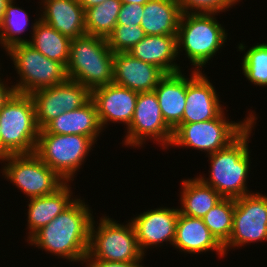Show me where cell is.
<instances>
[{
	"label": "cell",
	"mask_w": 267,
	"mask_h": 267,
	"mask_svg": "<svg viewBox=\"0 0 267 267\" xmlns=\"http://www.w3.org/2000/svg\"><path fill=\"white\" fill-rule=\"evenodd\" d=\"M84 200L77 198L27 242L69 262L83 261L88 253L90 228L94 217Z\"/></svg>",
	"instance_id": "cell-1"
},
{
	"label": "cell",
	"mask_w": 267,
	"mask_h": 267,
	"mask_svg": "<svg viewBox=\"0 0 267 267\" xmlns=\"http://www.w3.org/2000/svg\"><path fill=\"white\" fill-rule=\"evenodd\" d=\"M255 119L233 142L226 148L208 155L211 168L209 177L198 176L205 184L211 186L223 198H239L250 194L246 179L249 177L251 160L248 139L256 124ZM205 177V178H204Z\"/></svg>",
	"instance_id": "cell-2"
},
{
	"label": "cell",
	"mask_w": 267,
	"mask_h": 267,
	"mask_svg": "<svg viewBox=\"0 0 267 267\" xmlns=\"http://www.w3.org/2000/svg\"><path fill=\"white\" fill-rule=\"evenodd\" d=\"M113 56L105 38L86 34L72 39L66 66L68 79L90 91L113 83Z\"/></svg>",
	"instance_id": "cell-3"
},
{
	"label": "cell",
	"mask_w": 267,
	"mask_h": 267,
	"mask_svg": "<svg viewBox=\"0 0 267 267\" xmlns=\"http://www.w3.org/2000/svg\"><path fill=\"white\" fill-rule=\"evenodd\" d=\"M217 14H182L177 31V52L182 49L193 69L202 71L227 41V32L215 18ZM181 49V50H180Z\"/></svg>",
	"instance_id": "cell-4"
},
{
	"label": "cell",
	"mask_w": 267,
	"mask_h": 267,
	"mask_svg": "<svg viewBox=\"0 0 267 267\" xmlns=\"http://www.w3.org/2000/svg\"><path fill=\"white\" fill-rule=\"evenodd\" d=\"M1 160L11 154L34 153L40 128L30 94L14 93L0 109Z\"/></svg>",
	"instance_id": "cell-5"
},
{
	"label": "cell",
	"mask_w": 267,
	"mask_h": 267,
	"mask_svg": "<svg viewBox=\"0 0 267 267\" xmlns=\"http://www.w3.org/2000/svg\"><path fill=\"white\" fill-rule=\"evenodd\" d=\"M224 113L223 111L217 118L208 121L180 124L173 131L170 146L191 147L209 155L226 148L257 119L255 113L251 111L249 116L237 123L226 119Z\"/></svg>",
	"instance_id": "cell-6"
},
{
	"label": "cell",
	"mask_w": 267,
	"mask_h": 267,
	"mask_svg": "<svg viewBox=\"0 0 267 267\" xmlns=\"http://www.w3.org/2000/svg\"><path fill=\"white\" fill-rule=\"evenodd\" d=\"M13 61L18 83L12 85L15 93L31 94L42 88L52 87L68 80L66 66L51 60L28 43H19L6 50Z\"/></svg>",
	"instance_id": "cell-7"
},
{
	"label": "cell",
	"mask_w": 267,
	"mask_h": 267,
	"mask_svg": "<svg viewBox=\"0 0 267 267\" xmlns=\"http://www.w3.org/2000/svg\"><path fill=\"white\" fill-rule=\"evenodd\" d=\"M95 143L88 136L52 134L41 129L34 153L65 182H71Z\"/></svg>",
	"instance_id": "cell-8"
},
{
	"label": "cell",
	"mask_w": 267,
	"mask_h": 267,
	"mask_svg": "<svg viewBox=\"0 0 267 267\" xmlns=\"http://www.w3.org/2000/svg\"><path fill=\"white\" fill-rule=\"evenodd\" d=\"M99 221L98 225L92 221L89 248L85 258L128 262L141 260L145 256L139 248L131 221L123 225L105 215Z\"/></svg>",
	"instance_id": "cell-9"
},
{
	"label": "cell",
	"mask_w": 267,
	"mask_h": 267,
	"mask_svg": "<svg viewBox=\"0 0 267 267\" xmlns=\"http://www.w3.org/2000/svg\"><path fill=\"white\" fill-rule=\"evenodd\" d=\"M2 175L29 199L54 193L65 181L35 153L11 154L1 160Z\"/></svg>",
	"instance_id": "cell-10"
},
{
	"label": "cell",
	"mask_w": 267,
	"mask_h": 267,
	"mask_svg": "<svg viewBox=\"0 0 267 267\" xmlns=\"http://www.w3.org/2000/svg\"><path fill=\"white\" fill-rule=\"evenodd\" d=\"M267 240V196L252 192L235 199L233 229L228 242L223 246L225 255L228 249Z\"/></svg>",
	"instance_id": "cell-11"
},
{
	"label": "cell",
	"mask_w": 267,
	"mask_h": 267,
	"mask_svg": "<svg viewBox=\"0 0 267 267\" xmlns=\"http://www.w3.org/2000/svg\"><path fill=\"white\" fill-rule=\"evenodd\" d=\"M173 138V130L164 121L157 96L154 91L138 93L132 121L127 128L123 145L142 147L147 139L157 141L168 149Z\"/></svg>",
	"instance_id": "cell-12"
},
{
	"label": "cell",
	"mask_w": 267,
	"mask_h": 267,
	"mask_svg": "<svg viewBox=\"0 0 267 267\" xmlns=\"http://www.w3.org/2000/svg\"><path fill=\"white\" fill-rule=\"evenodd\" d=\"M30 95L40 130L62 113L76 110L91 99V91L87 87L70 79L52 87L38 89Z\"/></svg>",
	"instance_id": "cell-13"
},
{
	"label": "cell",
	"mask_w": 267,
	"mask_h": 267,
	"mask_svg": "<svg viewBox=\"0 0 267 267\" xmlns=\"http://www.w3.org/2000/svg\"><path fill=\"white\" fill-rule=\"evenodd\" d=\"M178 215V208L159 207L147 210L130 220L144 255L148 247H158L163 242H169L173 246Z\"/></svg>",
	"instance_id": "cell-14"
},
{
	"label": "cell",
	"mask_w": 267,
	"mask_h": 267,
	"mask_svg": "<svg viewBox=\"0 0 267 267\" xmlns=\"http://www.w3.org/2000/svg\"><path fill=\"white\" fill-rule=\"evenodd\" d=\"M187 77L186 104L182 124L217 118L223 111L216 88L202 71H191Z\"/></svg>",
	"instance_id": "cell-15"
},
{
	"label": "cell",
	"mask_w": 267,
	"mask_h": 267,
	"mask_svg": "<svg viewBox=\"0 0 267 267\" xmlns=\"http://www.w3.org/2000/svg\"><path fill=\"white\" fill-rule=\"evenodd\" d=\"M138 93L111 83L91 91L102 129L110 123H125L129 127L135 111Z\"/></svg>",
	"instance_id": "cell-16"
},
{
	"label": "cell",
	"mask_w": 267,
	"mask_h": 267,
	"mask_svg": "<svg viewBox=\"0 0 267 267\" xmlns=\"http://www.w3.org/2000/svg\"><path fill=\"white\" fill-rule=\"evenodd\" d=\"M165 73L127 52L114 53L113 83L137 93L153 91Z\"/></svg>",
	"instance_id": "cell-17"
},
{
	"label": "cell",
	"mask_w": 267,
	"mask_h": 267,
	"mask_svg": "<svg viewBox=\"0 0 267 267\" xmlns=\"http://www.w3.org/2000/svg\"><path fill=\"white\" fill-rule=\"evenodd\" d=\"M39 19L70 39L86 35L85 10L78 0H41Z\"/></svg>",
	"instance_id": "cell-18"
},
{
	"label": "cell",
	"mask_w": 267,
	"mask_h": 267,
	"mask_svg": "<svg viewBox=\"0 0 267 267\" xmlns=\"http://www.w3.org/2000/svg\"><path fill=\"white\" fill-rule=\"evenodd\" d=\"M173 247L181 252L196 254L216 251L222 258L225 256L223 246L211 234L203 219L178 215Z\"/></svg>",
	"instance_id": "cell-19"
},
{
	"label": "cell",
	"mask_w": 267,
	"mask_h": 267,
	"mask_svg": "<svg viewBox=\"0 0 267 267\" xmlns=\"http://www.w3.org/2000/svg\"><path fill=\"white\" fill-rule=\"evenodd\" d=\"M186 77L182 71L165 74L153 90L157 96L162 117L173 131L182 124L186 104Z\"/></svg>",
	"instance_id": "cell-20"
},
{
	"label": "cell",
	"mask_w": 267,
	"mask_h": 267,
	"mask_svg": "<svg viewBox=\"0 0 267 267\" xmlns=\"http://www.w3.org/2000/svg\"><path fill=\"white\" fill-rule=\"evenodd\" d=\"M127 53L157 66L165 74L181 71L175 63L180 57L177 52V35H146Z\"/></svg>",
	"instance_id": "cell-21"
},
{
	"label": "cell",
	"mask_w": 267,
	"mask_h": 267,
	"mask_svg": "<svg viewBox=\"0 0 267 267\" xmlns=\"http://www.w3.org/2000/svg\"><path fill=\"white\" fill-rule=\"evenodd\" d=\"M70 189L69 182H65L52 194L29 199L27 241L76 200V197H72L73 192Z\"/></svg>",
	"instance_id": "cell-22"
},
{
	"label": "cell",
	"mask_w": 267,
	"mask_h": 267,
	"mask_svg": "<svg viewBox=\"0 0 267 267\" xmlns=\"http://www.w3.org/2000/svg\"><path fill=\"white\" fill-rule=\"evenodd\" d=\"M43 129L52 134L88 136L95 142L104 130L99 122L97 108L92 99L76 110L62 113Z\"/></svg>",
	"instance_id": "cell-23"
},
{
	"label": "cell",
	"mask_w": 267,
	"mask_h": 267,
	"mask_svg": "<svg viewBox=\"0 0 267 267\" xmlns=\"http://www.w3.org/2000/svg\"><path fill=\"white\" fill-rule=\"evenodd\" d=\"M181 15L177 0H149L140 26L146 35H177Z\"/></svg>",
	"instance_id": "cell-24"
},
{
	"label": "cell",
	"mask_w": 267,
	"mask_h": 267,
	"mask_svg": "<svg viewBox=\"0 0 267 267\" xmlns=\"http://www.w3.org/2000/svg\"><path fill=\"white\" fill-rule=\"evenodd\" d=\"M179 213L203 218L223 197L199 177L182 180Z\"/></svg>",
	"instance_id": "cell-25"
},
{
	"label": "cell",
	"mask_w": 267,
	"mask_h": 267,
	"mask_svg": "<svg viewBox=\"0 0 267 267\" xmlns=\"http://www.w3.org/2000/svg\"><path fill=\"white\" fill-rule=\"evenodd\" d=\"M31 25L32 38L28 39L27 43L47 58L67 66L72 39L56 31L40 19H35Z\"/></svg>",
	"instance_id": "cell-26"
},
{
	"label": "cell",
	"mask_w": 267,
	"mask_h": 267,
	"mask_svg": "<svg viewBox=\"0 0 267 267\" xmlns=\"http://www.w3.org/2000/svg\"><path fill=\"white\" fill-rule=\"evenodd\" d=\"M122 5L120 0H105L85 9L86 34L107 39L114 31Z\"/></svg>",
	"instance_id": "cell-27"
},
{
	"label": "cell",
	"mask_w": 267,
	"mask_h": 267,
	"mask_svg": "<svg viewBox=\"0 0 267 267\" xmlns=\"http://www.w3.org/2000/svg\"><path fill=\"white\" fill-rule=\"evenodd\" d=\"M15 1L10 0L6 4L4 15L0 22V44L5 51L15 44L27 43L26 38L24 39L19 36H21L22 32L26 31L25 29L30 21L29 15L26 10L17 5L15 6Z\"/></svg>",
	"instance_id": "cell-28"
},
{
	"label": "cell",
	"mask_w": 267,
	"mask_h": 267,
	"mask_svg": "<svg viewBox=\"0 0 267 267\" xmlns=\"http://www.w3.org/2000/svg\"><path fill=\"white\" fill-rule=\"evenodd\" d=\"M235 199L223 198L202 218L211 234L224 246L232 233Z\"/></svg>",
	"instance_id": "cell-29"
},
{
	"label": "cell",
	"mask_w": 267,
	"mask_h": 267,
	"mask_svg": "<svg viewBox=\"0 0 267 267\" xmlns=\"http://www.w3.org/2000/svg\"><path fill=\"white\" fill-rule=\"evenodd\" d=\"M245 78L257 86H267V43H257L247 50L242 59Z\"/></svg>",
	"instance_id": "cell-30"
},
{
	"label": "cell",
	"mask_w": 267,
	"mask_h": 267,
	"mask_svg": "<svg viewBox=\"0 0 267 267\" xmlns=\"http://www.w3.org/2000/svg\"><path fill=\"white\" fill-rule=\"evenodd\" d=\"M145 36L141 26L116 25L112 34L107 38V42L113 53L128 52Z\"/></svg>",
	"instance_id": "cell-31"
},
{
	"label": "cell",
	"mask_w": 267,
	"mask_h": 267,
	"mask_svg": "<svg viewBox=\"0 0 267 267\" xmlns=\"http://www.w3.org/2000/svg\"><path fill=\"white\" fill-rule=\"evenodd\" d=\"M240 0H177L182 14L204 13L217 14L228 11L227 9Z\"/></svg>",
	"instance_id": "cell-32"
},
{
	"label": "cell",
	"mask_w": 267,
	"mask_h": 267,
	"mask_svg": "<svg viewBox=\"0 0 267 267\" xmlns=\"http://www.w3.org/2000/svg\"><path fill=\"white\" fill-rule=\"evenodd\" d=\"M144 5L123 4L116 25H141Z\"/></svg>",
	"instance_id": "cell-33"
},
{
	"label": "cell",
	"mask_w": 267,
	"mask_h": 267,
	"mask_svg": "<svg viewBox=\"0 0 267 267\" xmlns=\"http://www.w3.org/2000/svg\"><path fill=\"white\" fill-rule=\"evenodd\" d=\"M142 261L143 258L141 260L128 262H111L95 258H85L83 263L85 262V265L87 264L86 267H144Z\"/></svg>",
	"instance_id": "cell-34"
},
{
	"label": "cell",
	"mask_w": 267,
	"mask_h": 267,
	"mask_svg": "<svg viewBox=\"0 0 267 267\" xmlns=\"http://www.w3.org/2000/svg\"><path fill=\"white\" fill-rule=\"evenodd\" d=\"M10 86H8L5 81L3 82L0 77V109L15 93L14 87L12 85Z\"/></svg>",
	"instance_id": "cell-35"
},
{
	"label": "cell",
	"mask_w": 267,
	"mask_h": 267,
	"mask_svg": "<svg viewBox=\"0 0 267 267\" xmlns=\"http://www.w3.org/2000/svg\"><path fill=\"white\" fill-rule=\"evenodd\" d=\"M105 0H78L80 5L85 9L103 3Z\"/></svg>",
	"instance_id": "cell-36"
},
{
	"label": "cell",
	"mask_w": 267,
	"mask_h": 267,
	"mask_svg": "<svg viewBox=\"0 0 267 267\" xmlns=\"http://www.w3.org/2000/svg\"><path fill=\"white\" fill-rule=\"evenodd\" d=\"M122 4H140L144 5L149 0H120Z\"/></svg>",
	"instance_id": "cell-37"
},
{
	"label": "cell",
	"mask_w": 267,
	"mask_h": 267,
	"mask_svg": "<svg viewBox=\"0 0 267 267\" xmlns=\"http://www.w3.org/2000/svg\"><path fill=\"white\" fill-rule=\"evenodd\" d=\"M10 0H0V22L3 18L4 15V10L6 8V4L9 2Z\"/></svg>",
	"instance_id": "cell-38"
},
{
	"label": "cell",
	"mask_w": 267,
	"mask_h": 267,
	"mask_svg": "<svg viewBox=\"0 0 267 267\" xmlns=\"http://www.w3.org/2000/svg\"><path fill=\"white\" fill-rule=\"evenodd\" d=\"M0 161H1V126H0Z\"/></svg>",
	"instance_id": "cell-39"
}]
</instances>
